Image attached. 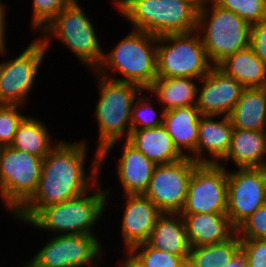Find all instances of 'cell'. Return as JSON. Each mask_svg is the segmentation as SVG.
Masks as SVG:
<instances>
[{"instance_id": "cell-36", "label": "cell", "mask_w": 266, "mask_h": 267, "mask_svg": "<svg viewBox=\"0 0 266 267\" xmlns=\"http://www.w3.org/2000/svg\"><path fill=\"white\" fill-rule=\"evenodd\" d=\"M248 267H266V239H240Z\"/></svg>"}, {"instance_id": "cell-21", "label": "cell", "mask_w": 266, "mask_h": 267, "mask_svg": "<svg viewBox=\"0 0 266 267\" xmlns=\"http://www.w3.org/2000/svg\"><path fill=\"white\" fill-rule=\"evenodd\" d=\"M199 82V79L190 77L156 78L147 94H153L156 97L154 101L165 111L197 106Z\"/></svg>"}, {"instance_id": "cell-41", "label": "cell", "mask_w": 266, "mask_h": 267, "mask_svg": "<svg viewBox=\"0 0 266 267\" xmlns=\"http://www.w3.org/2000/svg\"><path fill=\"white\" fill-rule=\"evenodd\" d=\"M21 265V267H29V265L27 264V263H25V264H23L22 265V263L20 264ZM13 267V266H12ZM20 267V266H19Z\"/></svg>"}, {"instance_id": "cell-18", "label": "cell", "mask_w": 266, "mask_h": 267, "mask_svg": "<svg viewBox=\"0 0 266 267\" xmlns=\"http://www.w3.org/2000/svg\"><path fill=\"white\" fill-rule=\"evenodd\" d=\"M266 167V130H241L233 128L231 144L225 158L219 165L229 168Z\"/></svg>"}, {"instance_id": "cell-31", "label": "cell", "mask_w": 266, "mask_h": 267, "mask_svg": "<svg viewBox=\"0 0 266 267\" xmlns=\"http://www.w3.org/2000/svg\"><path fill=\"white\" fill-rule=\"evenodd\" d=\"M26 263L29 267H64L63 235L47 238L45 245Z\"/></svg>"}, {"instance_id": "cell-15", "label": "cell", "mask_w": 266, "mask_h": 267, "mask_svg": "<svg viewBox=\"0 0 266 267\" xmlns=\"http://www.w3.org/2000/svg\"><path fill=\"white\" fill-rule=\"evenodd\" d=\"M244 87L217 66L200 79L197 108L201 115L229 116Z\"/></svg>"}, {"instance_id": "cell-11", "label": "cell", "mask_w": 266, "mask_h": 267, "mask_svg": "<svg viewBox=\"0 0 266 267\" xmlns=\"http://www.w3.org/2000/svg\"><path fill=\"white\" fill-rule=\"evenodd\" d=\"M197 165L190 157L169 164H156L143 195L161 213H180L186 201L190 178Z\"/></svg>"}, {"instance_id": "cell-22", "label": "cell", "mask_w": 266, "mask_h": 267, "mask_svg": "<svg viewBox=\"0 0 266 267\" xmlns=\"http://www.w3.org/2000/svg\"><path fill=\"white\" fill-rule=\"evenodd\" d=\"M127 141L155 164H169L184 158L163 125L131 130Z\"/></svg>"}, {"instance_id": "cell-1", "label": "cell", "mask_w": 266, "mask_h": 267, "mask_svg": "<svg viewBox=\"0 0 266 267\" xmlns=\"http://www.w3.org/2000/svg\"><path fill=\"white\" fill-rule=\"evenodd\" d=\"M86 139L59 142L43 160V168L33 196L12 216L27 224L41 209L68 201L90 190L100 179V153H94L86 169L89 152Z\"/></svg>"}, {"instance_id": "cell-29", "label": "cell", "mask_w": 266, "mask_h": 267, "mask_svg": "<svg viewBox=\"0 0 266 267\" xmlns=\"http://www.w3.org/2000/svg\"><path fill=\"white\" fill-rule=\"evenodd\" d=\"M146 92V89L142 90L133 103L131 112L132 130H141L163 125L165 110L161 105L157 107V110L153 101L154 96L147 95Z\"/></svg>"}, {"instance_id": "cell-8", "label": "cell", "mask_w": 266, "mask_h": 267, "mask_svg": "<svg viewBox=\"0 0 266 267\" xmlns=\"http://www.w3.org/2000/svg\"><path fill=\"white\" fill-rule=\"evenodd\" d=\"M43 158L11 146L0 147V199L14 215L35 193Z\"/></svg>"}, {"instance_id": "cell-13", "label": "cell", "mask_w": 266, "mask_h": 267, "mask_svg": "<svg viewBox=\"0 0 266 267\" xmlns=\"http://www.w3.org/2000/svg\"><path fill=\"white\" fill-rule=\"evenodd\" d=\"M226 210L227 169L219 164H198L180 214L226 213Z\"/></svg>"}, {"instance_id": "cell-19", "label": "cell", "mask_w": 266, "mask_h": 267, "mask_svg": "<svg viewBox=\"0 0 266 267\" xmlns=\"http://www.w3.org/2000/svg\"><path fill=\"white\" fill-rule=\"evenodd\" d=\"M190 247L219 244L231 238L236 229L226 213L181 214Z\"/></svg>"}, {"instance_id": "cell-9", "label": "cell", "mask_w": 266, "mask_h": 267, "mask_svg": "<svg viewBox=\"0 0 266 267\" xmlns=\"http://www.w3.org/2000/svg\"><path fill=\"white\" fill-rule=\"evenodd\" d=\"M212 67L197 31L157 38V78L200 80Z\"/></svg>"}, {"instance_id": "cell-7", "label": "cell", "mask_w": 266, "mask_h": 267, "mask_svg": "<svg viewBox=\"0 0 266 267\" xmlns=\"http://www.w3.org/2000/svg\"><path fill=\"white\" fill-rule=\"evenodd\" d=\"M196 31L213 66L250 44L251 25L213 0H202Z\"/></svg>"}, {"instance_id": "cell-40", "label": "cell", "mask_w": 266, "mask_h": 267, "mask_svg": "<svg viewBox=\"0 0 266 267\" xmlns=\"http://www.w3.org/2000/svg\"><path fill=\"white\" fill-rule=\"evenodd\" d=\"M123 256L116 267H143L128 252H124Z\"/></svg>"}, {"instance_id": "cell-26", "label": "cell", "mask_w": 266, "mask_h": 267, "mask_svg": "<svg viewBox=\"0 0 266 267\" xmlns=\"http://www.w3.org/2000/svg\"><path fill=\"white\" fill-rule=\"evenodd\" d=\"M102 241L92 234H63L64 267H101L106 252Z\"/></svg>"}, {"instance_id": "cell-16", "label": "cell", "mask_w": 266, "mask_h": 267, "mask_svg": "<svg viewBox=\"0 0 266 267\" xmlns=\"http://www.w3.org/2000/svg\"><path fill=\"white\" fill-rule=\"evenodd\" d=\"M125 197V198H124ZM121 234L123 249L129 252L133 247L146 243L156 220L161 214L157 206L145 195H123Z\"/></svg>"}, {"instance_id": "cell-30", "label": "cell", "mask_w": 266, "mask_h": 267, "mask_svg": "<svg viewBox=\"0 0 266 267\" xmlns=\"http://www.w3.org/2000/svg\"><path fill=\"white\" fill-rule=\"evenodd\" d=\"M143 267H187L188 256H178L151 247L147 242L128 252Z\"/></svg>"}, {"instance_id": "cell-23", "label": "cell", "mask_w": 266, "mask_h": 267, "mask_svg": "<svg viewBox=\"0 0 266 267\" xmlns=\"http://www.w3.org/2000/svg\"><path fill=\"white\" fill-rule=\"evenodd\" d=\"M147 243L160 251L178 256H189L184 220L180 213H161Z\"/></svg>"}, {"instance_id": "cell-14", "label": "cell", "mask_w": 266, "mask_h": 267, "mask_svg": "<svg viewBox=\"0 0 266 267\" xmlns=\"http://www.w3.org/2000/svg\"><path fill=\"white\" fill-rule=\"evenodd\" d=\"M117 145H120L121 155L114 160L117 161L115 170L123 195L144 194L156 164L127 140L114 142L100 153V171L103 172L106 159Z\"/></svg>"}, {"instance_id": "cell-27", "label": "cell", "mask_w": 266, "mask_h": 267, "mask_svg": "<svg viewBox=\"0 0 266 267\" xmlns=\"http://www.w3.org/2000/svg\"><path fill=\"white\" fill-rule=\"evenodd\" d=\"M49 131L44 120L28 115L19 125L10 146L44 159L60 140L53 138Z\"/></svg>"}, {"instance_id": "cell-6", "label": "cell", "mask_w": 266, "mask_h": 267, "mask_svg": "<svg viewBox=\"0 0 266 267\" xmlns=\"http://www.w3.org/2000/svg\"><path fill=\"white\" fill-rule=\"evenodd\" d=\"M91 72L97 77L99 94L93 111L98 133L94 152L101 153L110 144L129 138L132 106L143 89L133 83L112 80L96 71Z\"/></svg>"}, {"instance_id": "cell-17", "label": "cell", "mask_w": 266, "mask_h": 267, "mask_svg": "<svg viewBox=\"0 0 266 267\" xmlns=\"http://www.w3.org/2000/svg\"><path fill=\"white\" fill-rule=\"evenodd\" d=\"M233 128L229 116L201 115L196 151L190 158L198 164H219L230 148Z\"/></svg>"}, {"instance_id": "cell-33", "label": "cell", "mask_w": 266, "mask_h": 267, "mask_svg": "<svg viewBox=\"0 0 266 267\" xmlns=\"http://www.w3.org/2000/svg\"><path fill=\"white\" fill-rule=\"evenodd\" d=\"M72 0H32L31 28L38 34L71 2Z\"/></svg>"}, {"instance_id": "cell-4", "label": "cell", "mask_w": 266, "mask_h": 267, "mask_svg": "<svg viewBox=\"0 0 266 267\" xmlns=\"http://www.w3.org/2000/svg\"><path fill=\"white\" fill-rule=\"evenodd\" d=\"M84 10L79 0H72L38 34L40 36H36L44 43L47 52L53 40H57L90 72L100 66L105 51L98 30Z\"/></svg>"}, {"instance_id": "cell-34", "label": "cell", "mask_w": 266, "mask_h": 267, "mask_svg": "<svg viewBox=\"0 0 266 267\" xmlns=\"http://www.w3.org/2000/svg\"><path fill=\"white\" fill-rule=\"evenodd\" d=\"M25 109L20 105L0 104V147L12 144L19 125L29 115L20 112Z\"/></svg>"}, {"instance_id": "cell-28", "label": "cell", "mask_w": 266, "mask_h": 267, "mask_svg": "<svg viewBox=\"0 0 266 267\" xmlns=\"http://www.w3.org/2000/svg\"><path fill=\"white\" fill-rule=\"evenodd\" d=\"M239 250L237 233L219 244L190 247L187 267H226Z\"/></svg>"}, {"instance_id": "cell-5", "label": "cell", "mask_w": 266, "mask_h": 267, "mask_svg": "<svg viewBox=\"0 0 266 267\" xmlns=\"http://www.w3.org/2000/svg\"><path fill=\"white\" fill-rule=\"evenodd\" d=\"M157 38L144 31H130L109 53L104 52L96 72L147 90L157 78ZM116 72L120 77L115 76Z\"/></svg>"}, {"instance_id": "cell-20", "label": "cell", "mask_w": 266, "mask_h": 267, "mask_svg": "<svg viewBox=\"0 0 266 267\" xmlns=\"http://www.w3.org/2000/svg\"><path fill=\"white\" fill-rule=\"evenodd\" d=\"M200 116L197 106L165 111L163 126L184 157H191L196 151Z\"/></svg>"}, {"instance_id": "cell-12", "label": "cell", "mask_w": 266, "mask_h": 267, "mask_svg": "<svg viewBox=\"0 0 266 267\" xmlns=\"http://www.w3.org/2000/svg\"><path fill=\"white\" fill-rule=\"evenodd\" d=\"M265 204L266 167L227 169L226 214L235 229Z\"/></svg>"}, {"instance_id": "cell-25", "label": "cell", "mask_w": 266, "mask_h": 267, "mask_svg": "<svg viewBox=\"0 0 266 267\" xmlns=\"http://www.w3.org/2000/svg\"><path fill=\"white\" fill-rule=\"evenodd\" d=\"M234 128L266 130V89L244 88L229 115Z\"/></svg>"}, {"instance_id": "cell-38", "label": "cell", "mask_w": 266, "mask_h": 267, "mask_svg": "<svg viewBox=\"0 0 266 267\" xmlns=\"http://www.w3.org/2000/svg\"><path fill=\"white\" fill-rule=\"evenodd\" d=\"M7 6L6 4L3 2V0H0V56L4 57L7 55V57H9L7 54L8 53V43H6V31H7V16L8 13L7 10ZM7 15V16H6ZM4 55V56H3Z\"/></svg>"}, {"instance_id": "cell-3", "label": "cell", "mask_w": 266, "mask_h": 267, "mask_svg": "<svg viewBox=\"0 0 266 267\" xmlns=\"http://www.w3.org/2000/svg\"><path fill=\"white\" fill-rule=\"evenodd\" d=\"M132 29L156 37L197 30L202 0H113L111 1Z\"/></svg>"}, {"instance_id": "cell-2", "label": "cell", "mask_w": 266, "mask_h": 267, "mask_svg": "<svg viewBox=\"0 0 266 267\" xmlns=\"http://www.w3.org/2000/svg\"><path fill=\"white\" fill-rule=\"evenodd\" d=\"M99 180L84 194L68 201L49 205L41 209L28 223L30 227L54 235L92 234L97 235L95 226L100 225L101 217L106 211L109 198L114 189L102 187ZM104 188V189H103ZM113 189V190H112ZM99 222V223H98Z\"/></svg>"}, {"instance_id": "cell-35", "label": "cell", "mask_w": 266, "mask_h": 267, "mask_svg": "<svg viewBox=\"0 0 266 267\" xmlns=\"http://www.w3.org/2000/svg\"><path fill=\"white\" fill-rule=\"evenodd\" d=\"M236 233L240 239H266V204L252 213Z\"/></svg>"}, {"instance_id": "cell-24", "label": "cell", "mask_w": 266, "mask_h": 267, "mask_svg": "<svg viewBox=\"0 0 266 267\" xmlns=\"http://www.w3.org/2000/svg\"><path fill=\"white\" fill-rule=\"evenodd\" d=\"M217 67L238 81L244 88L266 86V64L250 47L226 57Z\"/></svg>"}, {"instance_id": "cell-32", "label": "cell", "mask_w": 266, "mask_h": 267, "mask_svg": "<svg viewBox=\"0 0 266 267\" xmlns=\"http://www.w3.org/2000/svg\"><path fill=\"white\" fill-rule=\"evenodd\" d=\"M218 6L225 8L244 19L249 25L266 18V0H213Z\"/></svg>"}, {"instance_id": "cell-39", "label": "cell", "mask_w": 266, "mask_h": 267, "mask_svg": "<svg viewBox=\"0 0 266 267\" xmlns=\"http://www.w3.org/2000/svg\"><path fill=\"white\" fill-rule=\"evenodd\" d=\"M226 267H248L246 256L241 249L233 256Z\"/></svg>"}, {"instance_id": "cell-10", "label": "cell", "mask_w": 266, "mask_h": 267, "mask_svg": "<svg viewBox=\"0 0 266 267\" xmlns=\"http://www.w3.org/2000/svg\"><path fill=\"white\" fill-rule=\"evenodd\" d=\"M19 53L16 57L12 55V59L0 61V104L27 108L47 51L44 43L36 37Z\"/></svg>"}, {"instance_id": "cell-37", "label": "cell", "mask_w": 266, "mask_h": 267, "mask_svg": "<svg viewBox=\"0 0 266 267\" xmlns=\"http://www.w3.org/2000/svg\"><path fill=\"white\" fill-rule=\"evenodd\" d=\"M249 47L266 64V18L251 25Z\"/></svg>"}]
</instances>
